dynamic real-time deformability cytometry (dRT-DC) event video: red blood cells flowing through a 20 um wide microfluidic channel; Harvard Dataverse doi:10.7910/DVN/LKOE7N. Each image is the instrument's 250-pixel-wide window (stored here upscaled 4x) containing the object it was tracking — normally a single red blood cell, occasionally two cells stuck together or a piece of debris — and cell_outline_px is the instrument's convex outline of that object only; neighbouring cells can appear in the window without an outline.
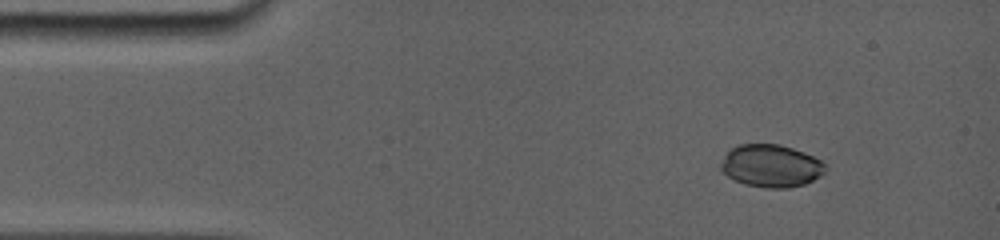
{"species": "common noctule bat (a hibernating species)", "species_latin": "Nyctalus noctula", "temperature_condition": "room temperature", "stored_images_in_passage": 4, "camera_frame_rate_fps": 5000, "um_per_image_px": 0.085, "animal": {"sex": "female", "body_mass_g": 19.0, "forearm_length_mm": 56.7}, "frame": {"image": 1, "passage_image": 2, "time_ms": 1.2, "image_size_px": [1000, 240], "cell_outline_px": [[828, 168], [820, 176], [804, 184], [788, 188], [764, 188], [744, 184], [728, 176], [720, 168], [720, 164], [724, 156], [732, 148], [740, 144], [780, 144], [804, 152], [820, 160]], "centroid_in_image_um": [65.54, 14.1], "position_along_channel_um": 19.5, "area_um2": 25.84}}
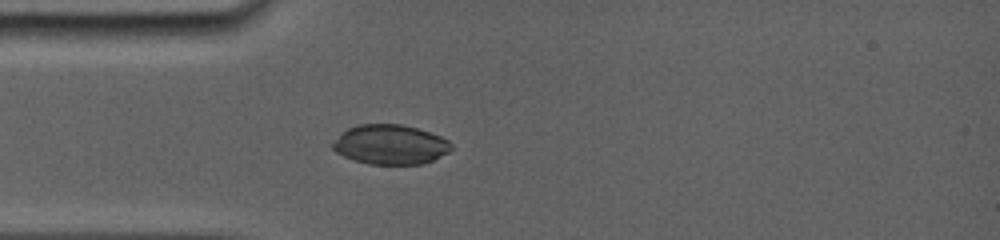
{"frame": {"image": 2, "passage_image": 4, "time_ms": 3.8, "image_size_px": [1000, 240], "cell_outline_px": [[452, 148], [448, 152], [424, 164], [368, 164], [352, 160], [336, 152], [332, 148], [332, 144], [340, 132], [356, 124], [400, 124], [416, 128], [440, 136], [448, 140], [452, 144]], "centroid_in_image_um": [33.14, 12.28], "position_along_channel_um": 51.9, "area_um2": 27.46}}